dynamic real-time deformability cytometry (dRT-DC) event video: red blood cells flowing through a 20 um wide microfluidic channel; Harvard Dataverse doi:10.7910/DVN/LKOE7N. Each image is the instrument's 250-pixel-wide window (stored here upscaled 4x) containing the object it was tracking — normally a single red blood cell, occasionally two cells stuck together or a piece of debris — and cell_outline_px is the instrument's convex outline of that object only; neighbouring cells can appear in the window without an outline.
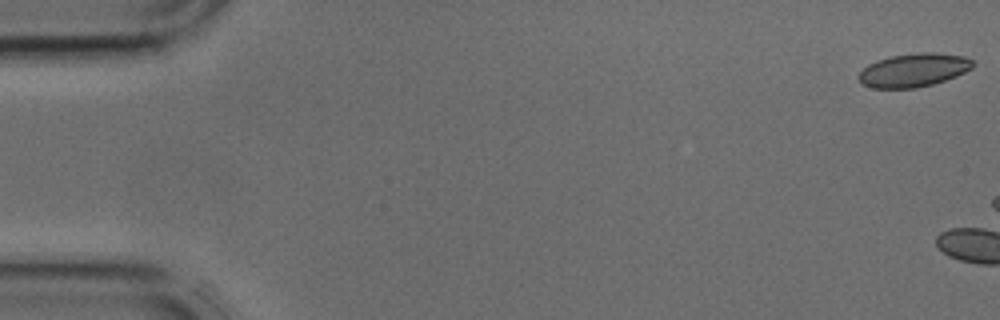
{"species": "common noctule bat (a hibernating species)", "species_latin": "Nyctalus noctula", "temperature_condition": "cold", "stored_images_in_passage": 3, "camera_frame_rate_fps": 3000, "um_per_image_px": 0.085, "animal": {"sex": "male", "body_mass_g": 17.9, "forearm_length_mm": 54.2}, "frame": {"image": 1, "passage_image": 1, "time_ms": 0.0, "image_size_px": [1000, 320], "cell_outline_px": [[976, 64], [972, 68], [956, 76], [932, 84], [916, 88], [872, 88], [860, 84], [856, 76], [868, 64], [876, 60], [888, 56], [920, 52], [932, 52], [964, 56], [972, 60]], "centroid_in_image_um": [77.62, 5.96], "position_along_channel_um": 7.4, "area_um2": 22.48}}